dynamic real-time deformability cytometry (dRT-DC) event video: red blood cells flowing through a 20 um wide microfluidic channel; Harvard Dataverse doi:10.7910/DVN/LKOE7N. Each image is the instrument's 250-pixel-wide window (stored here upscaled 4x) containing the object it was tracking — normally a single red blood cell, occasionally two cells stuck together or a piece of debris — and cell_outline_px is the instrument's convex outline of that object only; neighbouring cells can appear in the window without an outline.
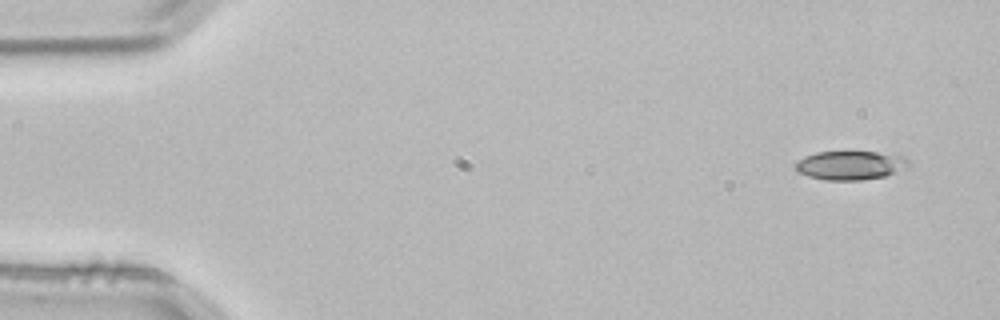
{"species": "common noctule bat (a hibernating species)", "species_latin": "Nyctalus noctula", "temperature_condition": "room temperature", "stored_images_in_passage": 3, "camera_frame_rate_fps": 3000, "um_per_image_px": 0.085, "animal": {"sex": "male", "body_mass_g": 21.5, "forearm_length_mm": 52.0}, "frame": {"image": 1, "passage_image": 1, "time_ms": 0.0, "image_size_px": [1000, 320], "cell_outline_px": [[908, 164], [884, 176], [860, 180], [828, 180], [808, 176], [800, 172], [796, 168], [796, 160], [804, 156], [816, 152], [876, 152], [904, 156], [908, 160]], "centroid_in_image_um": [72.21, 14.04], "position_along_channel_um": 12.8, "area_um2": 18.55}}
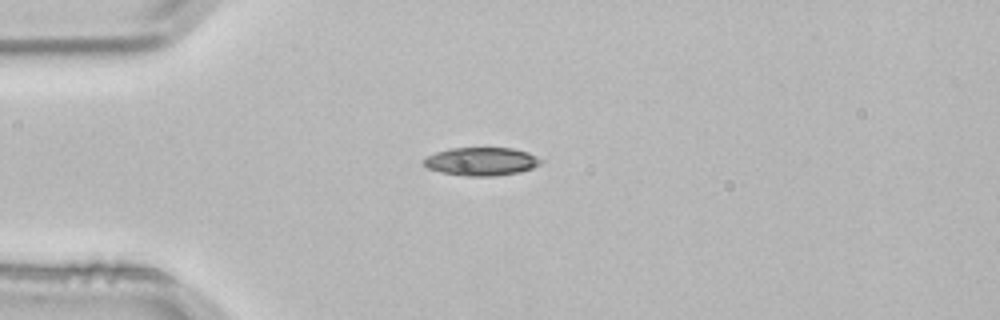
{"frame": {"image": 2, "passage_image": 3, "time_ms": 0.667, "image_size_px": [1000, 320], "cell_outline_px": [[544, 160], [540, 164], [532, 168], [520, 172], [492, 176], [464, 176], [440, 172], [428, 168], [420, 160], [424, 156], [436, 152], [452, 148], [512, 148], [528, 152]], "centroid_in_image_um": [40.89, 13.72], "position_along_channel_um": 44.1, "area_um2": 19.42}}